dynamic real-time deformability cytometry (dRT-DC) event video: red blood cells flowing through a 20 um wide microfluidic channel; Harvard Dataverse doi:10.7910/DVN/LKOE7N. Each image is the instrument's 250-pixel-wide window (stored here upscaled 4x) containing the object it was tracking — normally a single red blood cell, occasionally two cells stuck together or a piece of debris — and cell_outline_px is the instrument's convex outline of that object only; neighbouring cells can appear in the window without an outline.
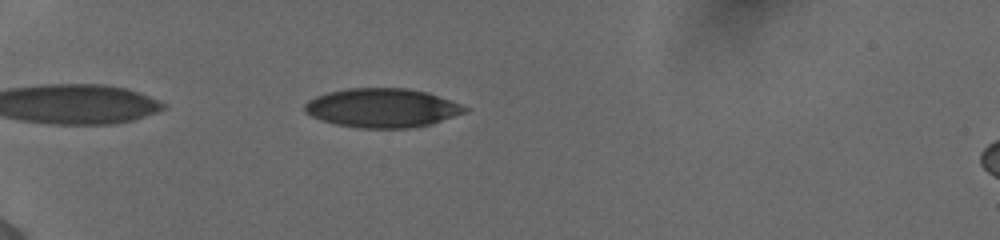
{"species": "human", "species_latin": "Homo sapiens", "temperature_condition": "cold", "stored_images_in_passage": 9, "camera_frame_rate_fps": 3000, "um_per_image_px": 0.085, "donor": {"sex": "female"}, "frame": {"image": 1, "passage_image": 7, "time_ms": 6.0, "image_size_px": [1000, 240], "cell_outline_px": [[472, 108], [468, 112], [432, 124], [408, 128], [360, 128], [336, 124], [312, 116], [304, 112], [304, 104], [308, 100], [316, 96], [328, 92], [348, 88], [408, 88], [428, 92]], "centroid_in_image_um": [32.54, 9.17], "position_along_channel_um": 52.5, "area_um2": 36.65}}
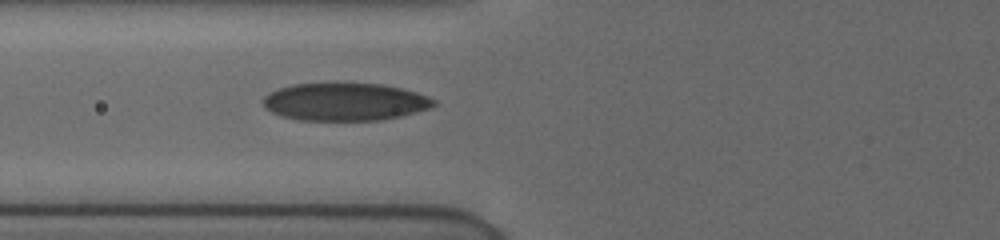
{"frame": {"image": 2, "passage_image": 9, "time_ms": 8.0, "image_size_px": [1000, 240], "cell_outline_px": [[436, 104], [428, 108], [400, 116], [376, 120], [300, 120], [280, 116], [264, 108], [260, 100], [264, 96], [280, 88], [292, 84], [380, 84], [400, 88], [416, 92], [436, 100]], "centroid_in_image_um": [29.26, 8.66], "position_along_channel_um": 96.5, "area_um2": 37.11}}